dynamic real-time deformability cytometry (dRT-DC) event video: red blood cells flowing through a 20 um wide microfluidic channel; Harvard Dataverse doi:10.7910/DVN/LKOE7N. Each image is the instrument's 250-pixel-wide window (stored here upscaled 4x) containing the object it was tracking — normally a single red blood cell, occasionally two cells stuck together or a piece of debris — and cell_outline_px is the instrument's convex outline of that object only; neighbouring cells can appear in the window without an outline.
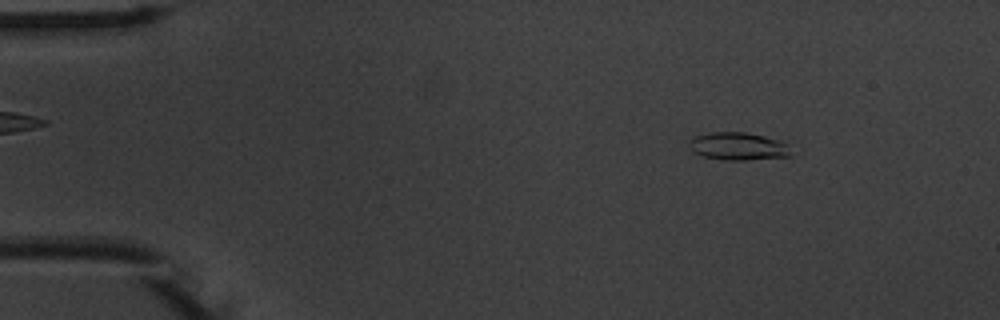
{"species": "common noctule bat (a hibernating species)", "species_latin": "Nyctalus noctula", "temperature_condition": "warm", "stored_images_in_passage": 54, "camera_frame_rate_fps": 3000, "um_per_image_px": 0.085, "animal": {"sex": "male", "body_mass_g": 20.1, "forearm_length_mm": 53.5}, "frame": {"image": 1, "passage_image": 7, "time_ms": 2.0, "image_size_px": [1000, 320], "cell_outline_px": [[788, 156], [744, 160], [724, 160], [704, 156], [692, 152], [688, 148], [688, 144], [696, 136], [712, 132], [744, 132], [764, 136], [788, 144]], "centroid_in_image_um": [62.67, 12.43], "position_along_channel_um": 22.3, "area_um2": 16.13}}
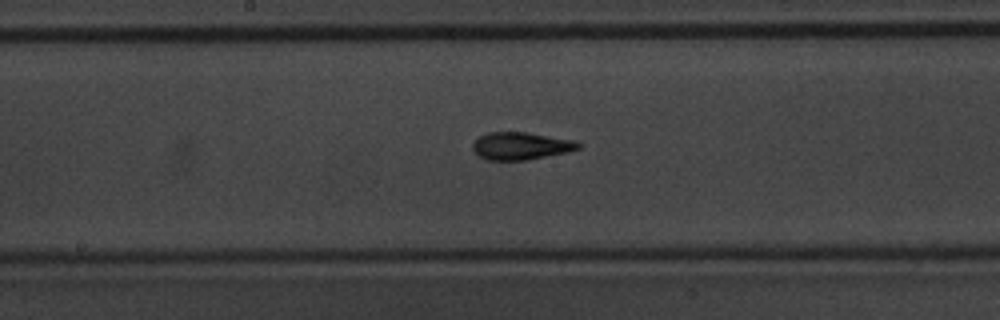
{"frame": {"image": 2, "passage_image": 28, "time_ms": 9.0, "image_size_px": [1000, 320], "cell_outline_px": [[580, 148], [568, 152], [528, 160], [488, 160], [480, 156], [472, 148], [472, 144], [480, 136], [488, 132], [528, 132], [572, 140], [580, 144]], "centroid_in_image_um": [44.27, 12.4], "position_along_channel_um": 203.9, "area_um2": 16.82}}
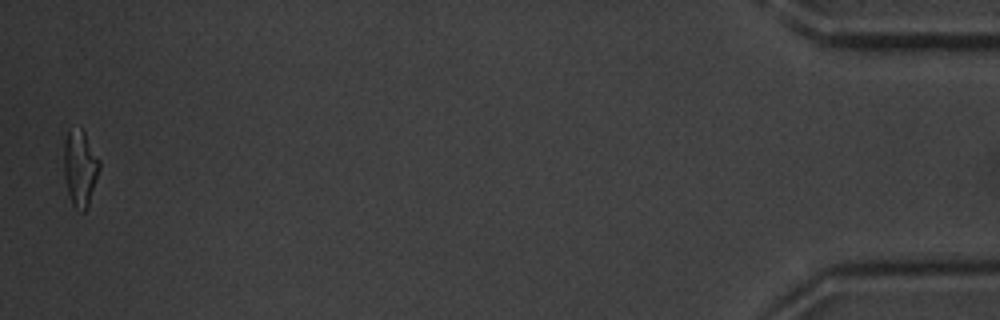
{"frame": {"image": 3, "passage_image": 53, "time_ms": 17.333, "image_size_px": [1000, 320], "cell_outline_px": [[100, 168], [88, 208], [84, 212], [80, 212], [72, 204], [68, 192], [64, 176], [64, 140], [68, 128], [80, 124], [100, 160]], "centroid_in_image_um": [6.8, 14.23], "position_along_channel_um": 428.4, "area_um2": 16.24}, "authors_computed_cell_mechanics": {"area_um2": 16.184, "velocity_mm_per_s": 3.7666, "shape_relaxation_time_tau1_ms": 3.4781, "shape_relaxation_time_tau2_ms": 2.2669, "deformation_change_tau1": 0.1861, "deformation_change_tau2": 0.1168}}